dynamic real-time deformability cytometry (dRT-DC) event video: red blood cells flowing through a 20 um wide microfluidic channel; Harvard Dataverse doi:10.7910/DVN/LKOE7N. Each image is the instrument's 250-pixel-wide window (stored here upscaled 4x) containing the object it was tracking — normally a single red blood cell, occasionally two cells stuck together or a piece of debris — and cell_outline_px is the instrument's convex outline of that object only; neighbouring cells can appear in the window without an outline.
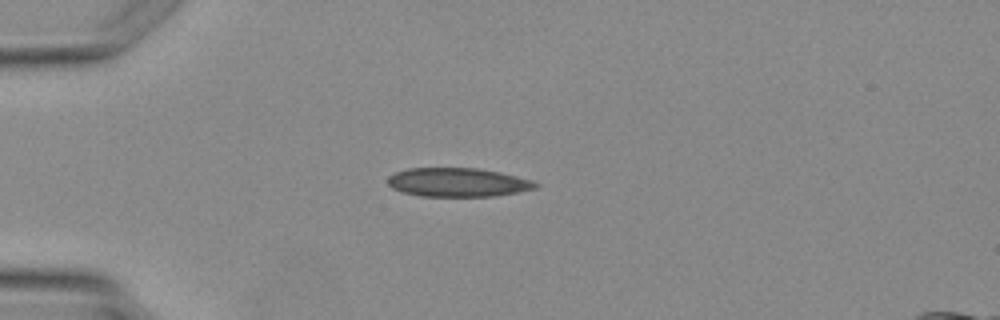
{"species": "Egyptian fruit bat (a non-hibernating species)", "species_latin": "Rousettus aegyptiacus", "temperature_condition": "warm", "stored_images_in_passage": 2, "camera_frame_rate_fps": 3000, "um_per_image_px": 0.085, "animal": {"sex": "female"}, "frame": {"image": 1, "passage_image": 2, "time_ms": 1.0, "image_size_px": [1000, 320], "cell_outline_px": [[540, 184], [536, 188], [496, 196], [420, 196], [404, 192], [392, 188], [388, 184], [388, 176], [396, 172], [408, 168], [476, 168], [500, 172], [532, 180]], "centroid_in_image_um": [38.91, 15.49], "position_along_channel_um": 46.1, "area_um2": 24.74}}